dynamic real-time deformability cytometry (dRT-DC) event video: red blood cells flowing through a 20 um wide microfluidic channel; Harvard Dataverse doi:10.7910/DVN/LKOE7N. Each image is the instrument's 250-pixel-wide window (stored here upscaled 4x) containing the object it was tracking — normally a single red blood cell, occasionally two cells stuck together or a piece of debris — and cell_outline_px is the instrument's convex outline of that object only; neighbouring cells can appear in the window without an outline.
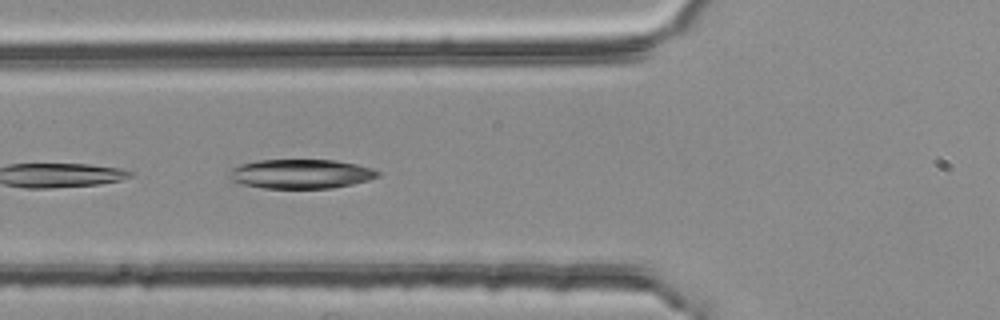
{"species": "common noctule bat (a hibernating species)", "species_latin": "Nyctalus noctula", "temperature_condition": "room temperature", "stored_images_in_passage": 19, "camera_frame_rate_fps": 3000, "um_per_image_px": 0.085, "animal": {"sex": "female", "body_mass_g": 25.1}, "frame": {"image": 1, "passage_image": 9, "time_ms": 2.667, "image_size_px": [1000, 320], "cell_outline_px": [[380, 176], [368, 180], [352, 184], [332, 188], [264, 188], [244, 184], [228, 180], [224, 176], [224, 172], [240, 164], [256, 160], [336, 160], [356, 164], [372, 168], [380, 172]], "centroid_in_image_um": [25.49, 14.78], "position_along_channel_um": 100.3, "area_um2": 25.72}}